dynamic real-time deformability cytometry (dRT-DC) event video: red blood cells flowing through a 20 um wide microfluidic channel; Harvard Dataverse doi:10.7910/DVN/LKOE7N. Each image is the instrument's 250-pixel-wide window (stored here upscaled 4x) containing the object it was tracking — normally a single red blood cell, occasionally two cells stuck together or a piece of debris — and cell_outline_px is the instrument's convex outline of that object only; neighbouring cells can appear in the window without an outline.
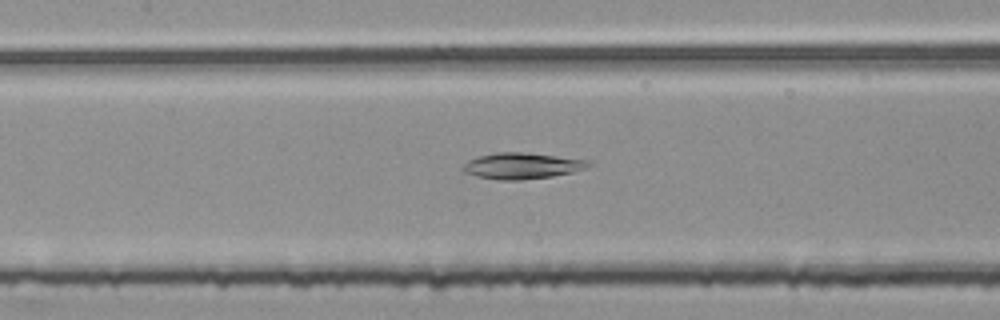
{"species": "common noctule bat (a hibernating species)", "species_latin": "Nyctalus noctula", "temperature_condition": "room temperature", "stored_images_in_passage": 54, "camera_frame_rate_fps": 3000, "um_per_image_px": 0.085, "animal": {"sex": "female", "body_mass_g": 25.1}, "frame": {"image": 1, "passage_image": 25, "time_ms": 8.0, "image_size_px": [1000, 320], "cell_outline_px": [[592, 164], [584, 168], [572, 172], [552, 176], [520, 180], [500, 180], [476, 176], [464, 172], [464, 164], [468, 160], [480, 156], [496, 152], [524, 152], [592, 160]], "centroid_in_image_um": [44.4, 14.09], "position_along_channel_um": 163.0, "area_um2": 19.02}}
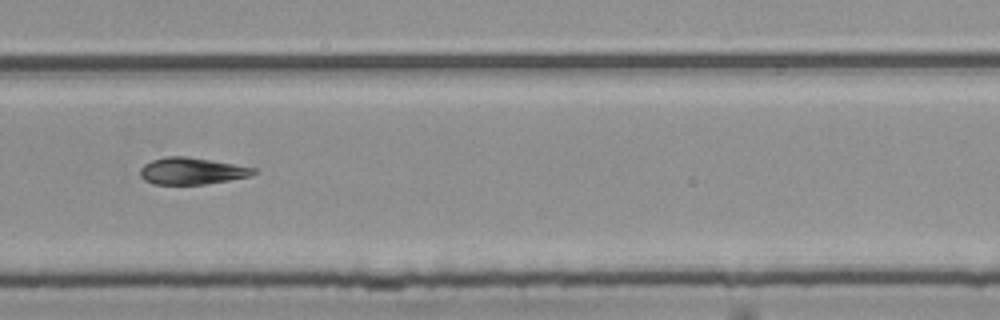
{"frame": {"image": 2, "passage_image": 37, "time_ms": 12.0, "image_size_px": [1000, 320], "cell_outline_px": [[256, 172], [252, 176], [204, 184], [152, 184], [144, 180], [140, 176], [140, 168], [144, 164], [152, 160], [168, 156], [184, 156], [212, 160], [256, 168]], "centroid_in_image_um": [16.29, 14.53], "position_along_channel_um": 313.5, "area_um2": 17.69}}
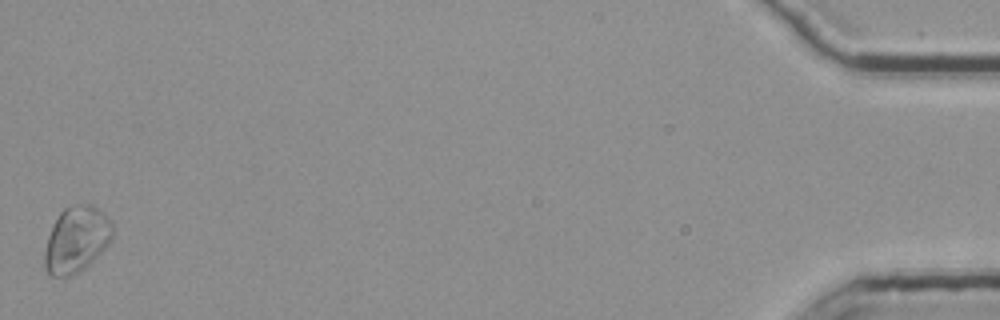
{"frame": {"image": 3, "passage_image": 54, "time_ms": 17.667, "image_size_px": [1000, 320], "cell_outline_px": [[112, 240], [84, 268], [68, 276], [52, 276], [44, 268], [44, 252], [48, 236], [60, 212], [64, 208], [76, 204], [92, 204], [104, 212], [112, 224]], "centroid_in_image_um": [6.49, 20.33], "position_along_channel_um": 428.7, "area_um2": 25.84}}